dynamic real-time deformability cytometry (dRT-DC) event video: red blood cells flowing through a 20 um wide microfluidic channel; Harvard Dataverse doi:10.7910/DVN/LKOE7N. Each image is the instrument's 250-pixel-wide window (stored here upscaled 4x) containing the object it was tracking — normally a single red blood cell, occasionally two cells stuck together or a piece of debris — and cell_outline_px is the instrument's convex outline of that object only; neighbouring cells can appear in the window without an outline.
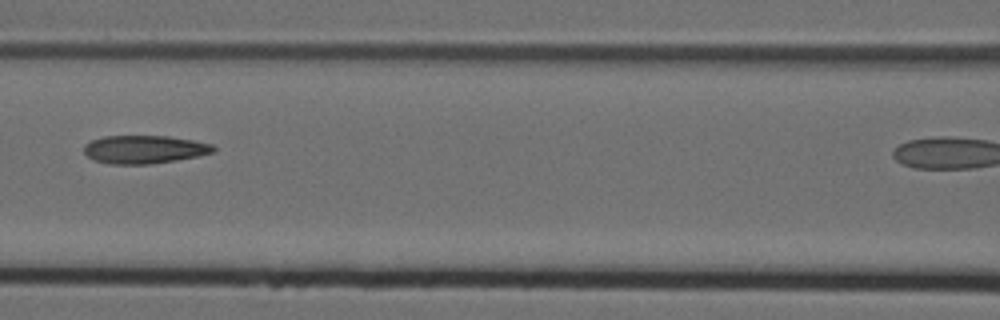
{"species": "Egyptian fruit bat (a non-hibernating species)", "species_latin": "Rousettus aegyptiacus", "temperature_condition": "cold", "stored_images_in_passage": 10, "camera_frame_rate_fps": 3000, "um_per_image_px": 0.085, "animal": {"sex": "female"}, "frame": {"image": 1, "passage_image": 6, "time_ms": 1.667, "image_size_px": [1000, 320], "cell_outline_px": [[216, 152], [176, 160], [152, 164], [108, 164], [92, 160], [84, 152], [84, 144], [92, 140], [104, 136], [168, 136], [192, 140], [212, 144], [216, 148]], "centroid_in_image_um": [12.25, 12.7], "position_along_channel_um": 154.3, "area_um2": 21.33}}
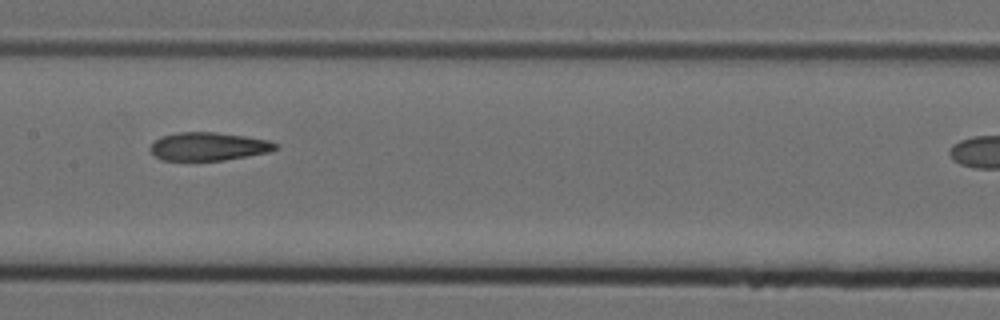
{"frame": {"image": 2, "passage_image": 7, "time_ms": 2.0, "image_size_px": [1000, 320], "cell_outline_px": [[280, 148], [268, 152], [248, 156], [224, 160], [160, 160], [148, 148], [160, 136], [176, 132], [216, 132], [244, 136], [268, 140], [280, 144]], "centroid_in_image_um": [17.74, 12.44], "position_along_channel_um": 189.7, "area_um2": 20.69}}
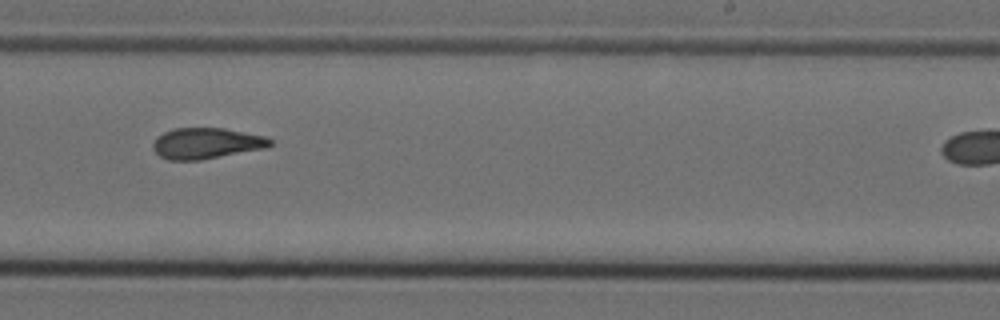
{"frame": {"image": 3, "passage_image": 9, "time_ms": 2.667, "image_size_px": [1000, 320], "cell_outline_px": [[272, 144], [264, 148], [200, 160], [168, 160], [160, 156], [152, 148], [152, 144], [156, 136], [172, 128], [224, 128], [264, 136], [272, 140]], "centroid_in_image_um": [17.49, 12.17], "position_along_channel_um": 271.5, "area_um2": 21.04}}